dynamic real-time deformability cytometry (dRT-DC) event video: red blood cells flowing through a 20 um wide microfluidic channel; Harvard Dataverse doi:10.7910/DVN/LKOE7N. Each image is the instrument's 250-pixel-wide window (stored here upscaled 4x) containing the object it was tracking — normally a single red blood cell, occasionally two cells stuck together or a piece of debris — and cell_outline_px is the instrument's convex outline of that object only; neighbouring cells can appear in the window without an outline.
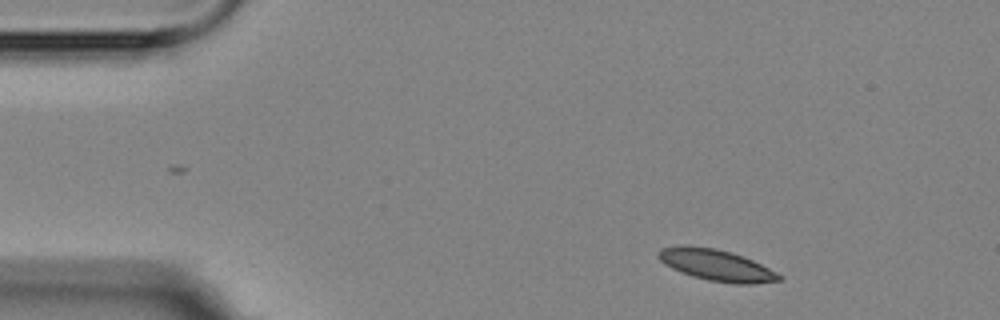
{"species": "Egyptian fruit bat (a non-hibernating species)", "species_latin": "Rousettus aegyptiacus", "temperature_condition": "room temperature", "stored_images_in_passage": 4, "camera_frame_rate_fps": 3000, "um_per_image_px": 0.085, "animal": {"sex": "female"}, "frame": {"image": 1, "passage_image": 1, "time_ms": 0.0, "image_size_px": [1000, 320], "cell_outline_px": [[784, 280], [756, 284], [736, 284], [708, 280], [692, 276], [680, 272], [664, 264], [656, 256], [660, 248], [680, 244], [684, 244], [716, 248], [752, 260], [784, 276]], "centroid_in_image_um": [60.86, 22.53], "position_along_channel_um": 24.1, "area_um2": 22.25}}